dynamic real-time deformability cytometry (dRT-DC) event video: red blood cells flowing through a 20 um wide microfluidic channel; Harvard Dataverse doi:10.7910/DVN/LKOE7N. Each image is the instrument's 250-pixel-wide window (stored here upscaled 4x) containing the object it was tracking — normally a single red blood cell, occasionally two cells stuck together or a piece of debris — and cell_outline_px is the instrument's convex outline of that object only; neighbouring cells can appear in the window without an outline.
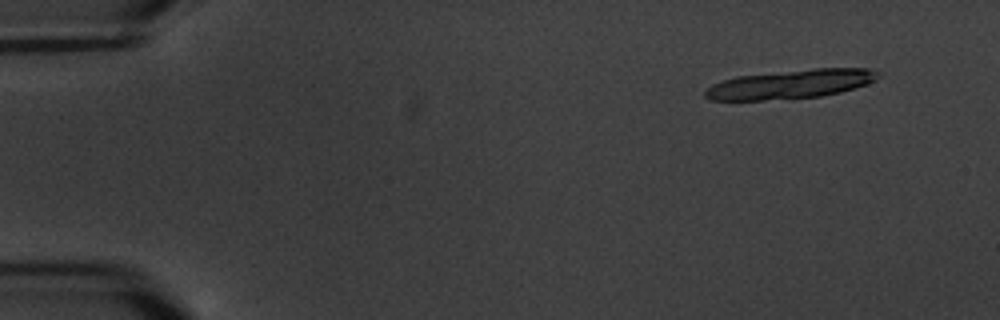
{"species": "common noctule bat (a hibernating species)", "species_latin": "Nyctalus noctula", "temperature_condition": "warm", "stored_images_in_passage": 6, "camera_frame_rate_fps": 3000, "um_per_image_px": 0.085, "animal": {"sex": "male", "body_mass_g": 20.1, "forearm_length_mm": 53.5}, "frame": {"image": 1, "passage_image": 2, "time_ms": 1.333, "image_size_px": [1000, 320], "cell_outline_px": [[880, 76], [876, 80], [856, 88], [840, 92], [820, 96], [764, 100], [712, 100], [704, 96], [704, 92], [712, 84], [724, 80], [740, 76], [816, 68], [868, 68], [876, 72]], "centroid_in_image_um": [67.22, 7.15], "position_along_channel_um": 17.8, "area_um2": 28.78}}
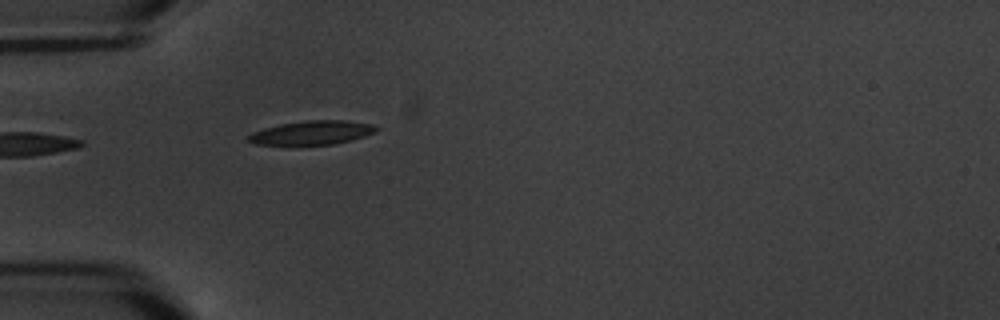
{"frame": {"image": 2, "passage_image": 6, "time_ms": 6.0, "image_size_px": [1000, 320], "cell_outline_px": [[380, 128], [376, 132], [352, 140], [332, 144], [288, 148], [256, 144], [248, 140], [248, 136], [252, 132], [264, 128], [280, 124], [308, 120], [344, 120], [372, 124]], "centroid_in_image_um": [26.46, 11.33], "position_along_channel_um": 58.5, "area_um2": 18.67}}